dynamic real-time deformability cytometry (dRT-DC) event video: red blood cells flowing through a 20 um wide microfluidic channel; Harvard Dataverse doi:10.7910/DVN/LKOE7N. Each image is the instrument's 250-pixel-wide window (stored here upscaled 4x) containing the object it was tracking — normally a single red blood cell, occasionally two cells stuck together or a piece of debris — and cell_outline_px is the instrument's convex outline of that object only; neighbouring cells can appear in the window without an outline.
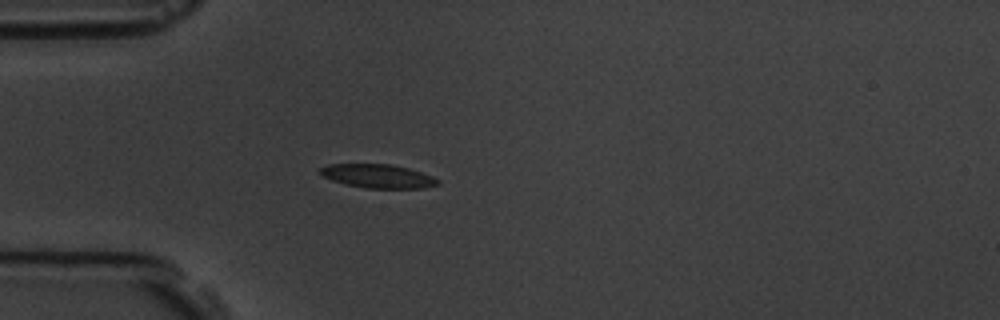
{"species": "common noctule bat (a hibernating species)", "species_latin": "Nyctalus noctula", "temperature_condition": "room temperature", "stored_images_in_passage": 4, "camera_frame_rate_fps": 3000, "um_per_image_px": 0.085, "animal": {"sex": "male", "body_mass_g": 19.5, "forearm_length_mm": 54.6}, "frame": {"image": 1, "passage_image": 4, "time_ms": 3.333, "image_size_px": [1000, 320], "cell_outline_px": [[440, 184], [424, 188], [364, 188], [332, 180], [320, 176], [320, 168], [328, 164], [392, 164], [408, 168], [432, 176], [440, 180]], "centroid_in_image_um": [32.13, 14.97], "position_along_channel_um": 52.9, "area_um2": 16.24}}